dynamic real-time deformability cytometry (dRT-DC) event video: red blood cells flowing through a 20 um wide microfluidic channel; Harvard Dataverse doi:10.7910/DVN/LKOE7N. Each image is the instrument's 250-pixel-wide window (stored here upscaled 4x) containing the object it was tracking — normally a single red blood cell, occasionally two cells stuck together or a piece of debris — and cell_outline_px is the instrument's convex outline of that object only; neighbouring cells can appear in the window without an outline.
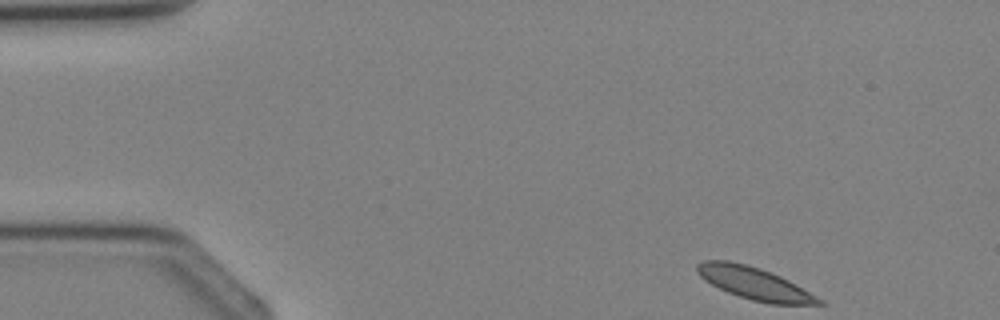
{"species": "Egyptian fruit bat (a non-hibernating species)", "species_latin": "Rousettus aegyptiacus", "temperature_condition": "cold", "stored_images_in_passage": 2, "camera_frame_rate_fps": 3000, "um_per_image_px": 0.085, "animal": {"sex": "female"}, "frame": {"image": 1, "passage_image": 1, "time_ms": 0.0, "image_size_px": [1000, 320], "cell_outline_px": [[824, 304], [768, 304], [752, 300], [728, 292], [704, 280], [696, 272], [696, 264], [704, 260], [728, 260], [748, 264], [760, 268], [780, 276], [796, 284], [824, 300]], "centroid_in_image_um": [64.11, 24.07], "position_along_channel_um": 20.9, "area_um2": 22.89}}